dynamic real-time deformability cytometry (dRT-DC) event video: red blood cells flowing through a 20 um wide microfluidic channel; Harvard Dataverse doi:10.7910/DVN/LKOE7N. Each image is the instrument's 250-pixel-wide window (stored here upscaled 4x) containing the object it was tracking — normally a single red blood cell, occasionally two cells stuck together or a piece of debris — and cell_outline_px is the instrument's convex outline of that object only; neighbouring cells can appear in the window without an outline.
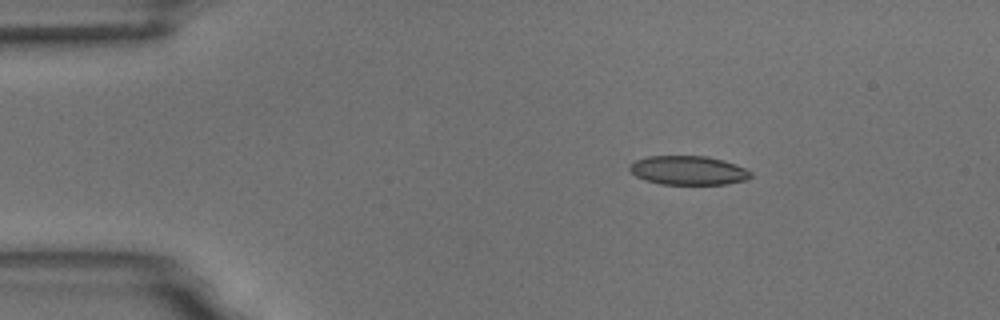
{"species": "common noctule bat (a hibernating species)", "species_latin": "Nyctalus noctula", "temperature_condition": "room temperature", "stored_images_in_passage": 4, "camera_frame_rate_fps": 3000, "um_per_image_px": 0.085, "animal": {"sex": "male", "body_mass_g": 18.8}, "frame": {"image": 1, "passage_image": 2, "time_ms": 2.0, "image_size_px": [1000, 320], "cell_outline_px": [[752, 176], [744, 180], [724, 184], [660, 184], [644, 180], [636, 176], [628, 168], [628, 164], [636, 160], [648, 156], [708, 156], [724, 160], [736, 164], [752, 172]], "centroid_in_image_um": [58.48, 14.47], "position_along_channel_um": 26.5, "area_um2": 20.52}}